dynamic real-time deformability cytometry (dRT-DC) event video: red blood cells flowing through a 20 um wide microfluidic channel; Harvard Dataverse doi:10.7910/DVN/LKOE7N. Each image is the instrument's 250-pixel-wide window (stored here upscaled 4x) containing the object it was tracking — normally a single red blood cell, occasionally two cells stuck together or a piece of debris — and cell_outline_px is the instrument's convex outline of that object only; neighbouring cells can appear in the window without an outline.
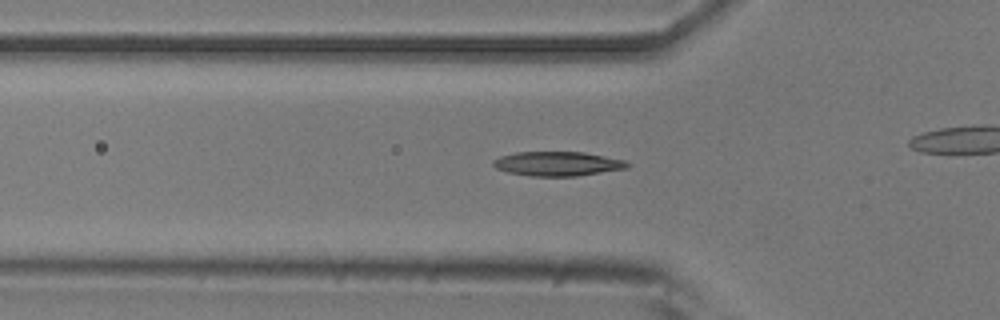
{"species": "common noctule bat (a hibernating species)", "species_latin": "Nyctalus noctula", "temperature_condition": "room temperature", "stored_images_in_passage": 41, "camera_frame_rate_fps": 3000, "um_per_image_px": 0.085, "animal": {"sex": "male", "body_mass_g": 20.5, "forearm_length_mm": 52.5}, "frame": {"image": 1, "passage_image": 17, "time_ms": 5.333, "image_size_px": [1000, 320], "cell_outline_px": [[632, 164], [628, 168], [576, 176], [532, 176], [508, 172], [496, 168], [492, 164], [492, 160], [500, 156], [516, 152], [584, 152], [624, 160]], "centroid_in_image_um": [47.39, 13.91], "position_along_channel_um": 78.4, "area_um2": 19.02}}
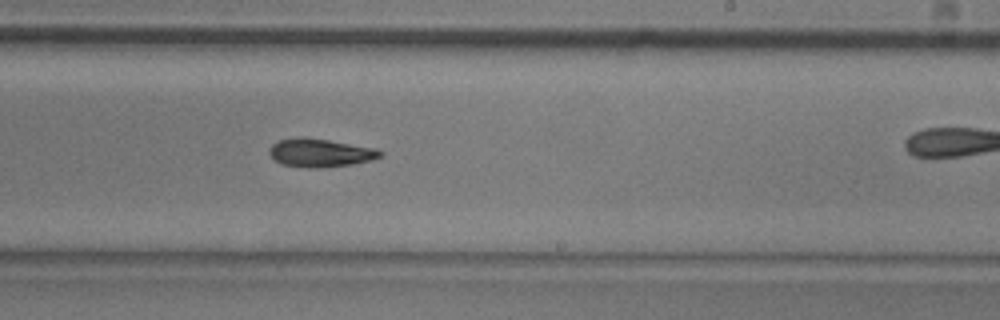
{"frame": {"image": 2, "passage_image": 31, "time_ms": 10.0, "image_size_px": [1000, 320], "cell_outline_px": [[384, 156], [372, 160], [352, 164], [320, 168], [308, 168], [280, 164], [268, 152], [268, 148], [272, 144], [280, 140], [296, 136], [300, 136], [328, 140], [376, 148], [384, 152]], "centroid_in_image_um": [27.23, 12.99], "position_along_channel_um": 261.8, "area_um2": 18.5}}
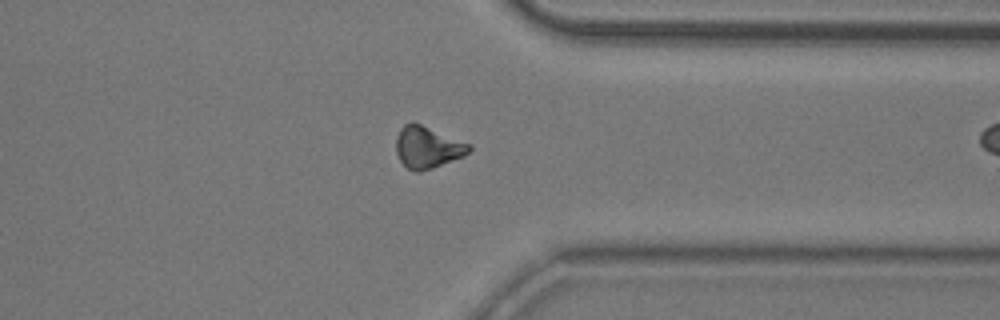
{"frame": {"image": 3, "passage_image": 40, "time_ms": 13.0, "image_size_px": [1000, 320], "cell_outline_px": [[472, 148], [464, 156], [432, 168], [420, 172], [416, 172], [408, 168], [400, 160], [396, 152], [396, 136], [400, 128], [404, 124], [412, 120], [472, 144]], "centroid_in_image_um": [36.34, 12.49], "position_along_channel_um": 375.1, "area_um2": 18.03}}